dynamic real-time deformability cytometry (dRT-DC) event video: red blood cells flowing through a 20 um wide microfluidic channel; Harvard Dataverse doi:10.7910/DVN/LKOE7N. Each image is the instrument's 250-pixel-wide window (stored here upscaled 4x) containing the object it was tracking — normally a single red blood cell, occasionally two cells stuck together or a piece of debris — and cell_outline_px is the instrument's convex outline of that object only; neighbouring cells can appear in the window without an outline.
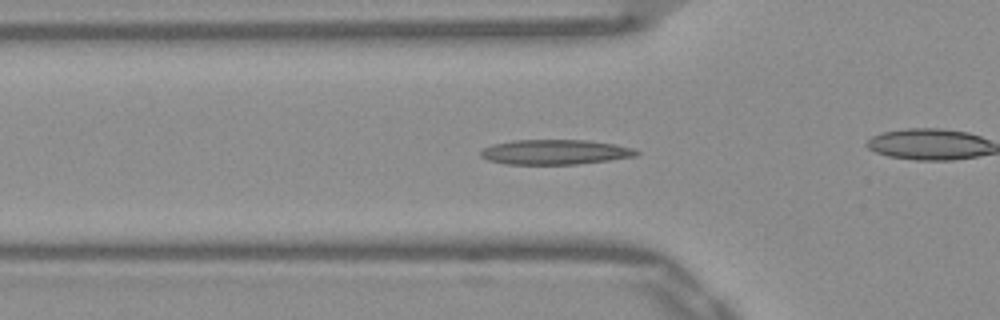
{"species": "Egyptian fruit bat (a non-hibernating species)", "species_latin": "Rousettus aegyptiacus", "temperature_condition": "warm", "stored_images_in_passage": 50, "camera_frame_rate_fps": 3000, "um_per_image_px": 0.085, "frame": {"image": 1, "passage_image": 15, "time_ms": 4.667, "image_size_px": [1000, 320], "cell_outline_px": [[640, 152], [636, 156], [608, 160], [576, 164], [504, 164], [488, 160], [480, 156], [480, 152], [484, 148], [492, 144], [512, 140], [588, 140], [616, 144], [632, 148]], "centroid_in_image_um": [47.16, 12.92], "position_along_channel_um": 78.6, "area_um2": 22.6}}
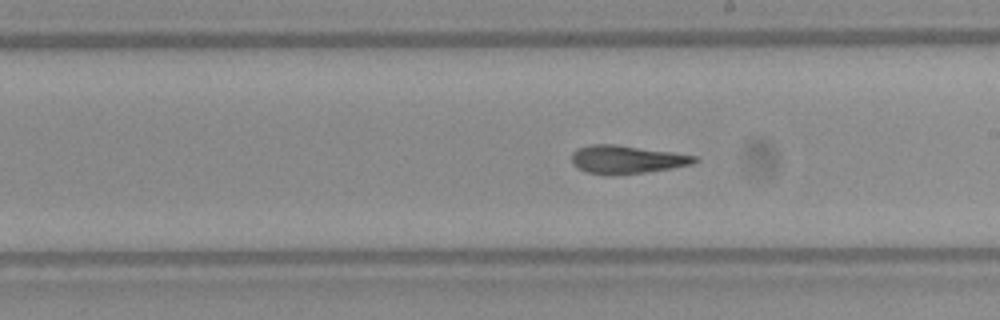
{"frame": {"image": 2, "passage_image": 27, "time_ms": 8.667, "image_size_px": [1000, 320], "cell_outline_px": [[700, 160], [692, 164], [672, 168], [644, 172], [612, 176], [608, 176], [588, 172], [572, 164], [572, 152], [576, 148], [592, 144], [616, 144], [672, 152], [696, 156]], "centroid_in_image_um": [53.25, 13.56], "position_along_channel_um": 235.7, "area_um2": 20.29}}
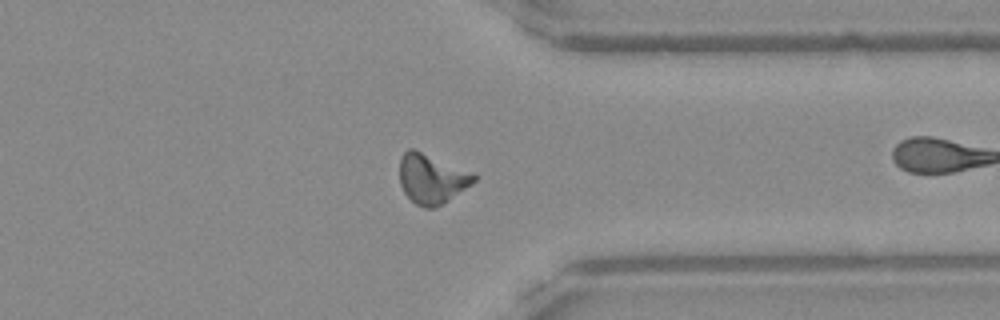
{"frame": {"image": 3, "passage_image": 38, "time_ms": 12.333, "image_size_px": [1000, 320], "cell_outline_px": [[476, 180], [472, 184], [444, 204], [432, 208], [424, 208], [416, 204], [404, 192], [400, 184], [400, 156], [408, 148], [412, 148], [476, 172]], "centroid_in_image_um": [36.73, 15.18], "position_along_channel_um": 374.7, "area_um2": 21.85}, "authors_computed_cell_mechanics": {"area_um2": 20.5479, "velocity_mm_per_s": 3.8971, "shape_relaxation_time_tau1_ms": 10.8563, "shape_relaxation_time_tau2_ms": 2.4486, "deformation_change_tau1": 0.2964, "deformation_change_tau2": 0.1133}}